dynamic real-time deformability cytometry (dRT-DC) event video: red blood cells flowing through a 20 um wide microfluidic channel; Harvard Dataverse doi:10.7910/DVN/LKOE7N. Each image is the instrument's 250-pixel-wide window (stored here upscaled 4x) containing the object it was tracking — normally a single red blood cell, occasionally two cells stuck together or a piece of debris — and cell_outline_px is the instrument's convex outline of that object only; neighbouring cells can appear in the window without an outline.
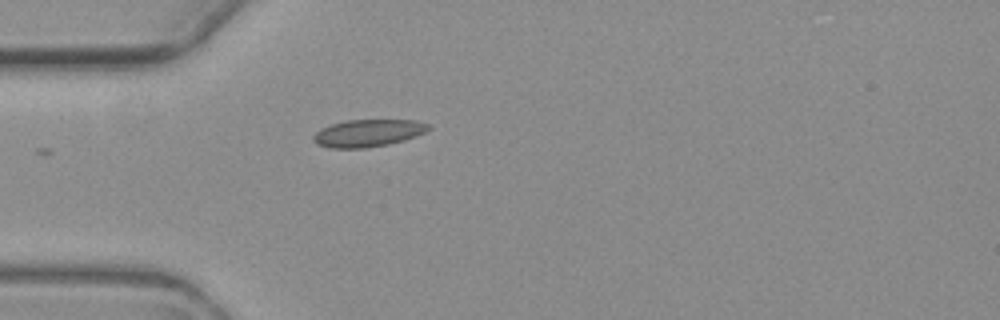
{"species": "common noctule bat (a hibernating species)", "species_latin": "Nyctalus noctula", "temperature_condition": "warm", "stored_images_in_passage": 1, "camera_frame_rate_fps": 3000, "um_per_image_px": 0.085, "animal": {"sex": "female", "body_mass_g": 19.3, "forearm_length_mm": 54.1}, "frame": {"image": 1, "passage_image": 1, "time_ms": 0.0, "image_size_px": [1000, 320], "cell_outline_px": [[432, 128], [416, 136], [404, 140], [388, 144], [364, 148], [332, 148], [316, 144], [312, 140], [312, 136], [320, 128], [344, 120], [416, 120], [432, 124]], "centroid_in_image_um": [31.29, 11.3], "position_along_channel_um": 53.7, "area_um2": 18.5}}